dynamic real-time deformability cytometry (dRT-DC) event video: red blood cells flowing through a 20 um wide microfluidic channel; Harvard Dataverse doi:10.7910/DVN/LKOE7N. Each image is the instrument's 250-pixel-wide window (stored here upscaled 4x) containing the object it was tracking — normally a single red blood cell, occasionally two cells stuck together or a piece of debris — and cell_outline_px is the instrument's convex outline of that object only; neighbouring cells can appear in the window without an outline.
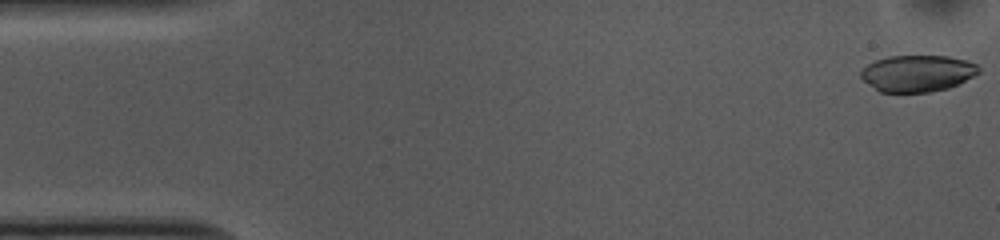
{"species": "common noctule bat (a hibernating species)", "species_latin": "Nyctalus noctula", "temperature_condition": "cold", "stored_images_in_passage": 52, "camera_frame_rate_fps": 3000, "um_per_image_px": 0.085, "animal": {"sex": "female", "body_mass_g": 10.0, "forearm_length_mm": 53.1}, "frame": {"image": 1, "passage_image": 1, "time_ms": 0.0, "image_size_px": [1000, 240], "cell_outline_px": [[980, 72], [960, 84], [948, 88], [928, 92], [880, 92], [864, 80], [860, 76], [860, 72], [868, 64], [876, 60], [888, 56], [948, 56], [964, 60], [976, 64], [980, 68]], "centroid_in_image_um": [78.0, 6.23], "position_along_channel_um": 7.0, "area_um2": 25.03}}
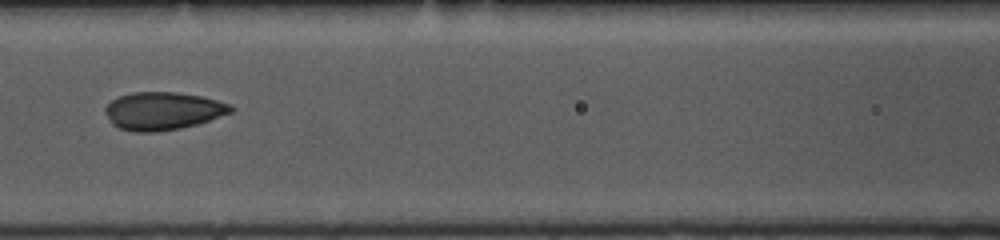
{"frame": {"image": 2, "passage_image": 22, "time_ms": 7.0, "image_size_px": [1000, 240], "cell_outline_px": [[236, 108], [232, 112], [196, 124], [180, 128], [152, 132], [136, 132], [120, 128], [112, 124], [104, 112], [104, 108], [112, 100], [120, 96], [136, 92], [176, 92], [200, 96], [232, 104]], "centroid_in_image_um": [13.85, 9.43], "position_along_channel_um": 152.8, "area_um2": 27.51}}
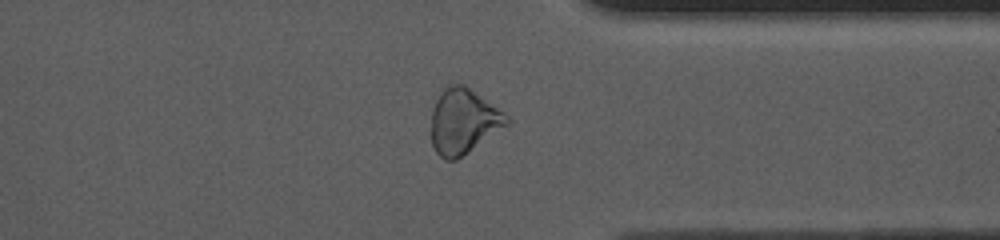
{"frame": {"image": 3, "passage_image": 40, "time_ms": 13.0, "image_size_px": [1000, 240], "cell_outline_px": [[508, 124], [456, 160], [448, 160], [440, 156], [436, 152], [432, 144], [432, 108], [440, 88], [444, 84], [464, 84], [508, 116]], "centroid_in_image_um": [39.33, 10.27], "position_along_channel_um": 372.1, "area_um2": 28.38}, "authors_computed_cell_mechanics": {"area_um2": 27.8307, "velocity_mm_per_s": 3.7383, "shape_relaxation_time_tau1_ms": 4.7823, "shape_relaxation_time_tau2_ms": 2.9004, "deformation_change_tau1": 0.1187, "deformation_change_tau2": 0.0848}}